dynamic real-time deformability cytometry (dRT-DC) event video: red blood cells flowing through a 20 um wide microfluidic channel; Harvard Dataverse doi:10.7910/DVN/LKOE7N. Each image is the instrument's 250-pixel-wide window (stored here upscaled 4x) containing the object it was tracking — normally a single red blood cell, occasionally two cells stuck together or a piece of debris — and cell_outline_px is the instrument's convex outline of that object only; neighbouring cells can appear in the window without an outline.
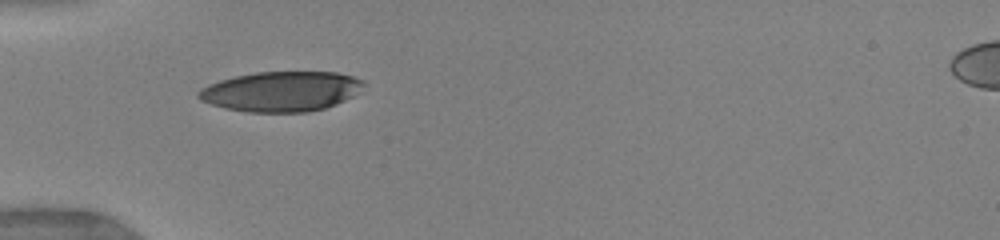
{"species": "human", "species_latin": "Homo sapiens", "temperature_condition": "warm", "stored_images_in_passage": 10, "camera_frame_rate_fps": 3000, "um_per_image_px": 0.085, "donor": {"sex": "female"}, "frame": {"image": 1, "passage_image": 1, "time_ms": 0.0, "image_size_px": [1000, 240], "cell_outline_px": [[364, 84], [352, 96], [336, 104], [324, 108], [308, 112], [248, 112], [224, 108], [200, 100], [196, 96], [196, 92], [200, 88], [208, 84], [220, 80], [236, 76], [256, 72], [336, 72], [352, 76], [364, 80]], "centroid_in_image_um": [23.86, 7.77], "position_along_channel_um": 61.1, "area_um2": 38.44}}